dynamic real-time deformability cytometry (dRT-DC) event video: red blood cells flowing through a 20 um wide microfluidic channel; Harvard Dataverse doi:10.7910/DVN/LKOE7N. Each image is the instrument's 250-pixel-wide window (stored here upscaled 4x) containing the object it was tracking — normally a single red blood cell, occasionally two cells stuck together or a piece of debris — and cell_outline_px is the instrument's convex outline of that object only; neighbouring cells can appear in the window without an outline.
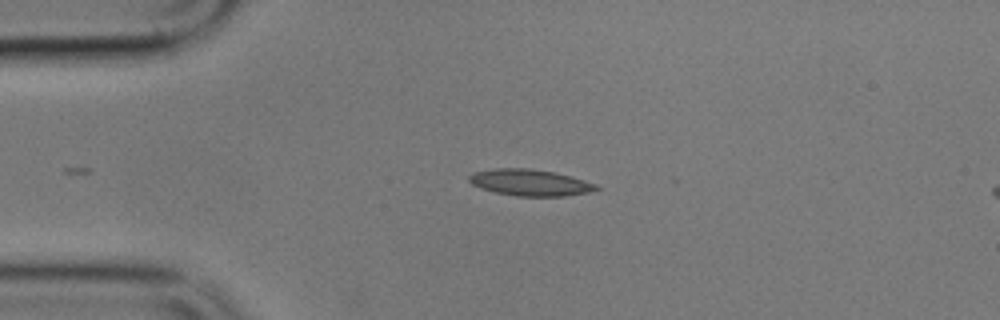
{"species": "common noctule bat (a hibernating species)", "species_latin": "Nyctalus noctula", "temperature_condition": "cold", "stored_images_in_passage": 3, "camera_frame_rate_fps": 3000, "um_per_image_px": 0.085, "animal": {"sex": "male", "body_mass_g": 17.9}, "frame": {"image": 1, "passage_image": 1, "time_ms": 0.0, "image_size_px": [1000, 320], "cell_outline_px": [[600, 188], [588, 192], [564, 196], [516, 196], [496, 192], [480, 188], [472, 184], [468, 180], [468, 176], [472, 172], [496, 168], [528, 168], [556, 172], [584, 180], [596, 184]], "centroid_in_image_um": [45.02, 15.51], "position_along_channel_um": 40.0, "area_um2": 19.59}}
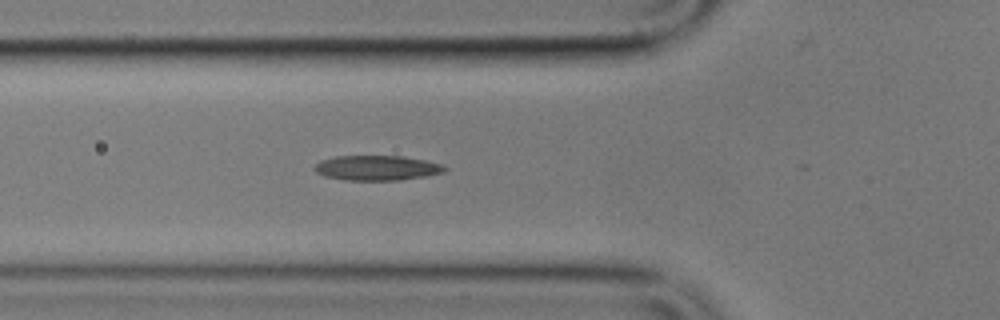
{"frame": {"image": 2, "passage_image": 3, "time_ms": 2.333, "image_size_px": [1000, 320], "cell_outline_px": [[448, 168], [444, 172], [428, 176], [400, 180], [344, 180], [324, 176], [316, 172], [312, 168], [320, 160], [336, 156], [404, 156], [444, 164]], "centroid_in_image_um": [32.06, 14.27], "position_along_channel_um": 93.7, "area_um2": 19.13}}